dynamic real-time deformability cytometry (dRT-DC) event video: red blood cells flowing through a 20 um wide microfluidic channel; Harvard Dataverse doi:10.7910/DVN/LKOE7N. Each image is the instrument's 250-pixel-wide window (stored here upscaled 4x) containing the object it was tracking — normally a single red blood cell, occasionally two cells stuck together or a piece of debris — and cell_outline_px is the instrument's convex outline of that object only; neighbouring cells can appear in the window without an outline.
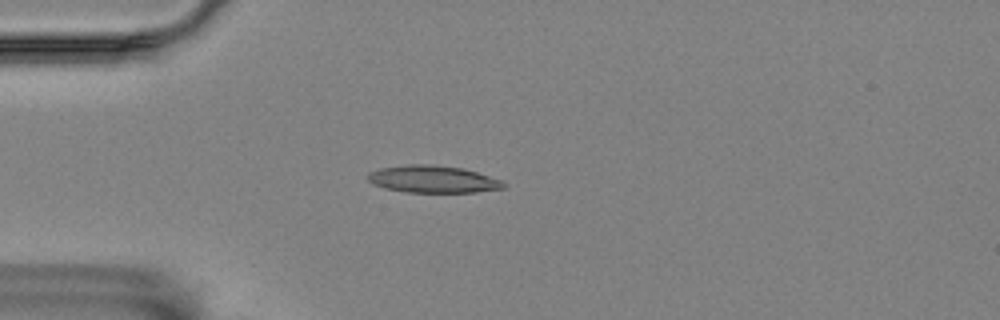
{"species": "Egyptian fruit bat (a non-hibernating species)", "species_latin": "Rousettus aegyptiacus", "temperature_condition": "room temperature", "stored_images_in_passage": 10, "camera_frame_rate_fps": 3000, "um_per_image_px": 0.085, "animal": {"sex": "female"}, "frame": {"image": 1, "passage_image": 4, "time_ms": 1.0, "image_size_px": [1000, 320], "cell_outline_px": [[504, 188], [476, 192], [408, 192], [388, 188], [376, 184], [368, 180], [368, 172], [380, 168], [408, 164], [432, 164], [464, 168], [504, 180]], "centroid_in_image_um": [36.85, 15.21], "position_along_channel_um": 48.2, "area_um2": 21.44}}
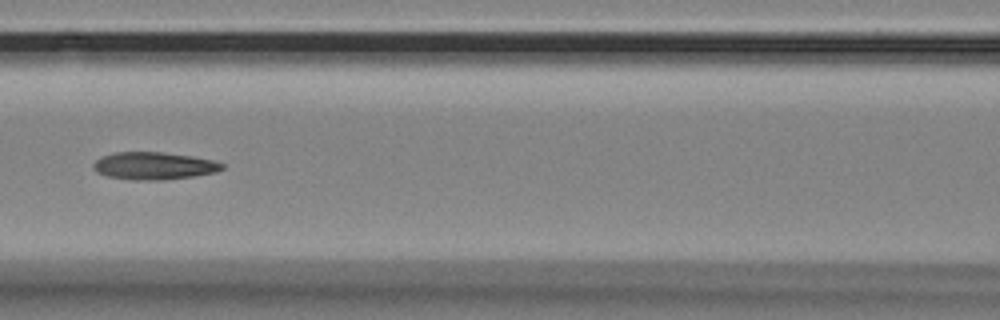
{"frame": {"image": 2, "passage_image": 7, "time_ms": 2.0, "image_size_px": [1000, 320], "cell_outline_px": [[224, 168], [216, 172], [192, 176], [164, 180], [136, 180], [108, 176], [96, 172], [92, 168], [92, 164], [96, 160], [104, 156], [116, 152], [160, 152], [192, 156], [216, 160], [224, 164]], "centroid_in_image_um": [13.1, 14.09], "position_along_channel_um": 153.5, "area_um2": 20.58}}
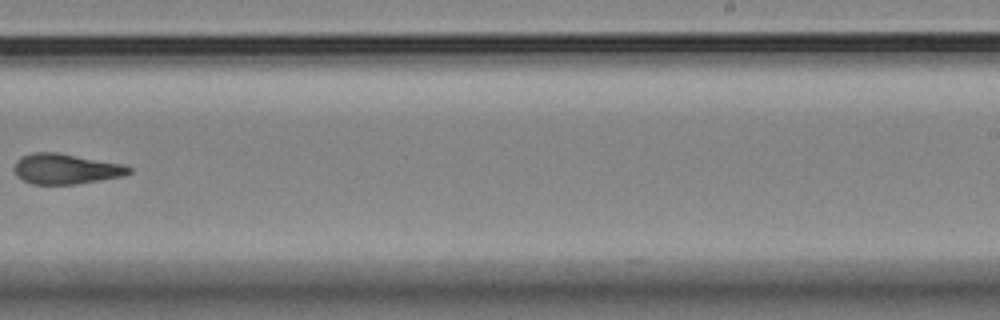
{"frame": {"image": 3, "passage_image": 10, "time_ms": 3.0, "image_size_px": [1000, 320], "cell_outline_px": [[132, 172], [120, 176], [76, 184], [32, 184], [16, 176], [12, 168], [16, 160], [20, 156], [32, 152], [56, 152], [128, 164], [132, 168]], "centroid_in_image_um": [5.58, 14.33], "position_along_channel_um": 283.4, "area_um2": 20.58}}